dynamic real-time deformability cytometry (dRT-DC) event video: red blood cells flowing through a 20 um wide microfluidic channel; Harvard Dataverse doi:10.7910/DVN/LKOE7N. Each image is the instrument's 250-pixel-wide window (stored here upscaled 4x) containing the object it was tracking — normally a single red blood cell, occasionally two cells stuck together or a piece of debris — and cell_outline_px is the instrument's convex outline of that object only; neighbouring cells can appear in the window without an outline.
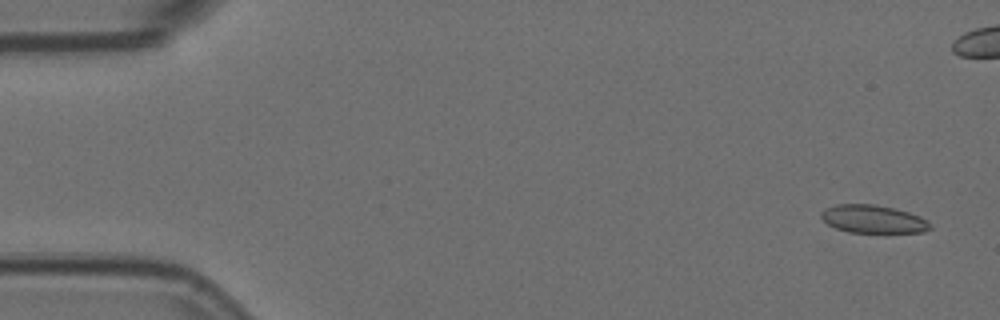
{"species": "Egyptian fruit bat (a non-hibernating species)", "species_latin": "Rousettus aegyptiacus", "temperature_condition": "room temperature", "stored_images_in_passage": 5, "camera_frame_rate_fps": 3000, "um_per_image_px": 0.085, "animal": {"sex": "female"}, "frame": {"image": 1, "passage_image": 1, "time_ms": 0.0, "image_size_px": [1000, 320], "cell_outline_px": [[932, 228], [924, 232], [848, 232], [836, 228], [828, 224], [820, 216], [820, 212], [824, 208], [836, 204], [876, 204], [896, 208], [920, 216], [932, 224]], "centroid_in_image_um": [74.22, 18.61], "position_along_channel_um": 10.8, "area_um2": 17.92}}